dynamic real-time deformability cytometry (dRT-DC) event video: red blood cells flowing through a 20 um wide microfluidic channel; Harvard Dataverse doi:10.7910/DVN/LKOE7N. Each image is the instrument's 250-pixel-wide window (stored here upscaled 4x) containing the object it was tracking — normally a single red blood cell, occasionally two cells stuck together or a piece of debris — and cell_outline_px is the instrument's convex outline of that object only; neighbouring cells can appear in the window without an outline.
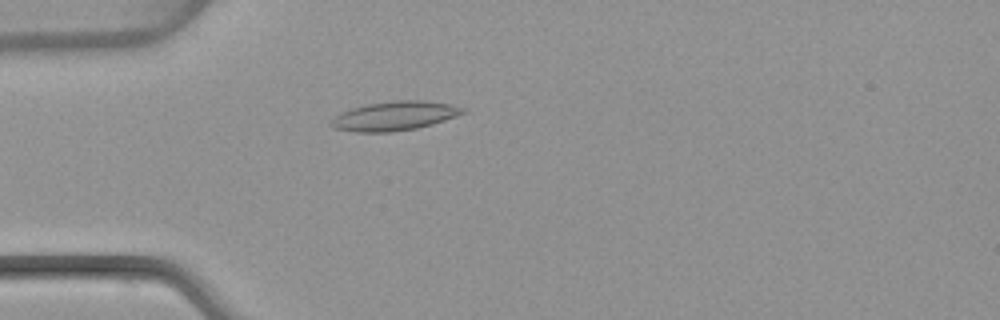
{"species": "common noctule bat (a hibernating species)", "species_latin": "Nyctalus noctula", "temperature_condition": "warm", "stored_images_in_passage": 51, "camera_frame_rate_fps": 3000, "um_per_image_px": 0.085, "animal": {"sex": "female", "body_mass_g": 22.7, "forearm_length_mm": 54.2}, "frame": {"image": 1, "passage_image": 15, "time_ms": 4.667, "image_size_px": [1000, 320], "cell_outline_px": [[468, 112], [432, 124], [416, 128], [392, 132], [356, 132], [332, 128], [328, 124], [340, 112], [352, 108], [368, 104], [396, 100], [424, 100], [448, 104], [468, 108]], "centroid_in_image_um": [33.55, 9.85], "position_along_channel_um": 51.5, "area_um2": 22.43}}
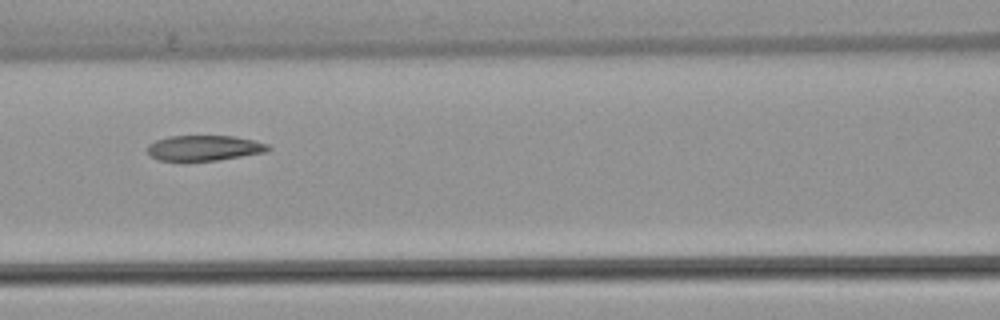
{"frame": {"image": 2, "passage_image": 23, "time_ms": 7.333, "image_size_px": [1000, 320], "cell_outline_px": [[272, 148], [264, 152], [216, 160], [184, 164], [156, 160], [148, 152], [148, 144], [156, 140], [168, 136], [232, 136], [252, 140], [268, 144]], "centroid_in_image_um": [17.26, 12.62], "position_along_channel_um": 149.3, "area_um2": 18.38}}
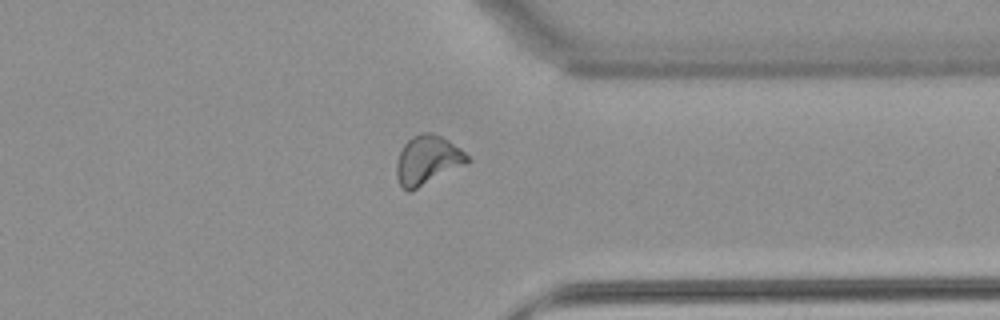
{"frame": {"image": 3, "passage_image": 40, "time_ms": 13.0, "image_size_px": [1000, 320], "cell_outline_px": [[472, 160], [468, 164], [408, 192], [400, 184], [396, 176], [396, 164], [400, 152], [404, 144], [412, 136], [420, 132], [432, 132], [448, 140], [460, 148]], "centroid_in_image_um": [36.35, 13.59], "position_along_channel_um": 375.0, "area_um2": 20.23}, "authors_computed_cell_mechanics": {"area_um2": 19.7676, "velocity_mm_per_s": 4.0556, "shape_relaxation_time_tau1_ms": 7.1953, "shape_relaxation_time_tau2_ms": 2.3593, "deformation_change_tau1": 0.1969, "deformation_change_tau2": 0.0974}}